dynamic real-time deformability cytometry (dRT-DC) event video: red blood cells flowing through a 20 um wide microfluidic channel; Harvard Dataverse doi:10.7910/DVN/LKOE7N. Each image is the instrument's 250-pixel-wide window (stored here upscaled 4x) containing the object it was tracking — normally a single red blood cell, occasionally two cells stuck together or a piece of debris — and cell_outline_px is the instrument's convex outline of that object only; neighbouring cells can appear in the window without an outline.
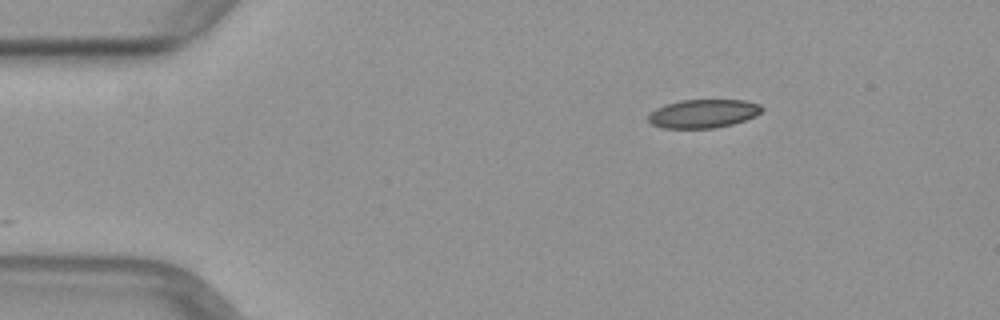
{"species": "common noctule bat (a hibernating species)", "species_latin": "Nyctalus noctula", "temperature_condition": "warm", "stored_images_in_passage": 7, "camera_frame_rate_fps": 3000, "um_per_image_px": 0.085, "animal": {"sex": "female", "body_mass_g": 29.2, "forearm_length_mm": 56.3}, "frame": {"image": 1, "passage_image": 1, "time_ms": 0.0, "image_size_px": [1000, 320], "cell_outline_px": [[764, 108], [756, 116], [732, 124], [716, 128], [660, 128], [652, 124], [648, 120], [648, 116], [656, 108], [664, 104], [680, 100], [744, 100], [760, 104]], "centroid_in_image_um": [59.77, 9.65], "position_along_channel_um": 25.2, "area_um2": 18.96}}